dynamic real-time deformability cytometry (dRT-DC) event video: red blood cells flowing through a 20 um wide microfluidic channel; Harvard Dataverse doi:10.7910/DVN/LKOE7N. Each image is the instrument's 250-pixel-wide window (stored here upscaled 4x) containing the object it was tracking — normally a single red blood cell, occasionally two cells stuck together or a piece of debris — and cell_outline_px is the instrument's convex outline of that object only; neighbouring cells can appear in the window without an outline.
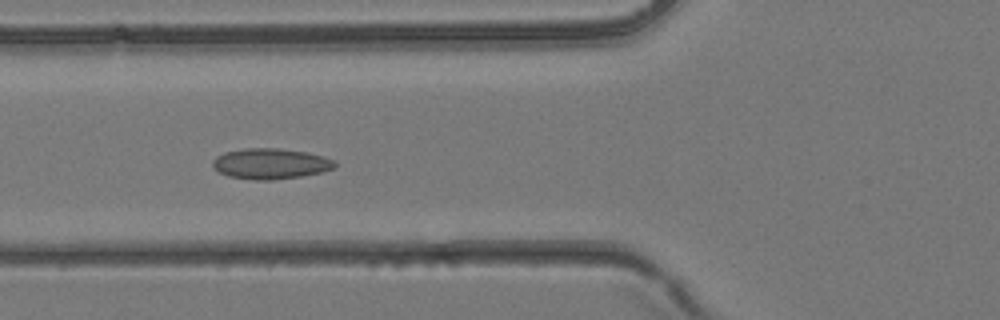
{"species": "common noctule bat (a hibernating species)", "species_latin": "Nyctalus noctula", "temperature_condition": "room temperature", "stored_images_in_passage": 27, "camera_frame_rate_fps": 3000, "um_per_image_px": 0.085, "animal": {"sex": "female", "body_mass_g": 24.6, "forearm_length_mm": 56.2}, "frame": {"image": 1, "passage_image": 13, "time_ms": 4.0, "image_size_px": [1000, 320], "cell_outline_px": [[336, 164], [332, 168], [324, 172], [300, 176], [272, 180], [252, 180], [228, 176], [212, 168], [212, 160], [216, 156], [224, 152], [244, 148], [276, 148], [308, 152], [324, 156], [332, 160]], "centroid_in_image_um": [22.95, 13.91], "position_along_channel_um": 102.8, "area_um2": 21.91}}
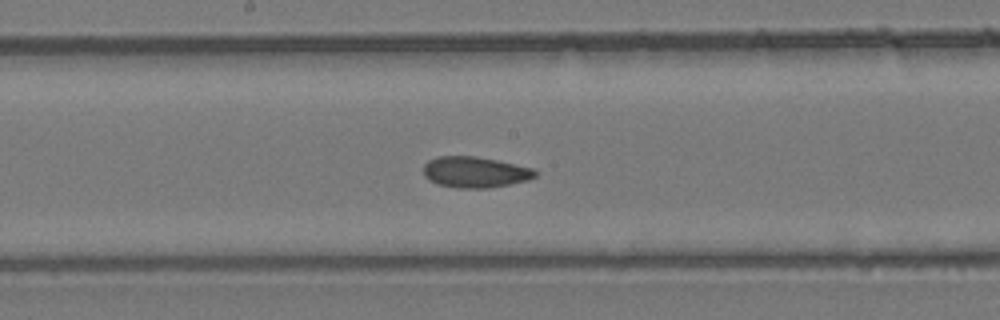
{"frame": {"image": 2, "passage_image": 19, "time_ms": 6.0, "image_size_px": [1000, 320], "cell_outline_px": [[536, 176], [528, 180], [508, 184], [484, 188], [456, 188], [436, 184], [428, 180], [424, 176], [424, 164], [428, 160], [436, 156], [476, 156], [496, 160], [532, 168], [536, 172]], "centroid_in_image_um": [40.32, 14.63], "position_along_channel_um": 207.9, "area_um2": 20.11}}
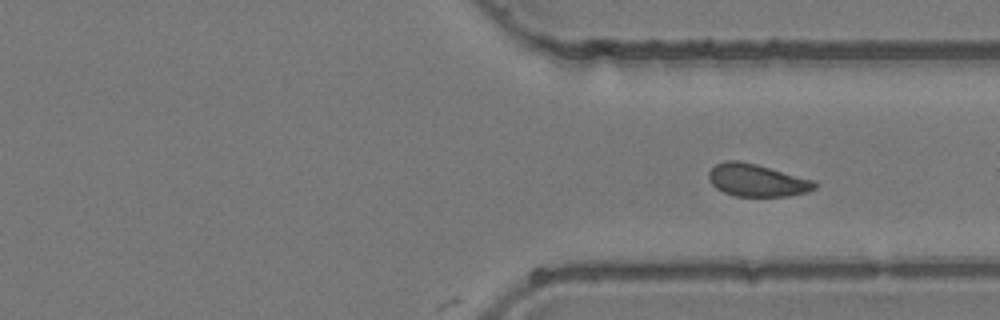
{"frame": {"image": 3, "passage_image": 27, "time_ms": 8.667, "image_size_px": [1000, 320], "cell_outline_px": [[816, 188], [808, 192], [788, 196], [736, 196], [724, 192], [716, 188], [708, 180], [708, 172], [716, 164], [728, 160], [736, 160], [756, 164], [816, 180]], "centroid_in_image_um": [64.35, 15.32], "position_along_channel_um": 347.0, "area_um2": 20.11}}